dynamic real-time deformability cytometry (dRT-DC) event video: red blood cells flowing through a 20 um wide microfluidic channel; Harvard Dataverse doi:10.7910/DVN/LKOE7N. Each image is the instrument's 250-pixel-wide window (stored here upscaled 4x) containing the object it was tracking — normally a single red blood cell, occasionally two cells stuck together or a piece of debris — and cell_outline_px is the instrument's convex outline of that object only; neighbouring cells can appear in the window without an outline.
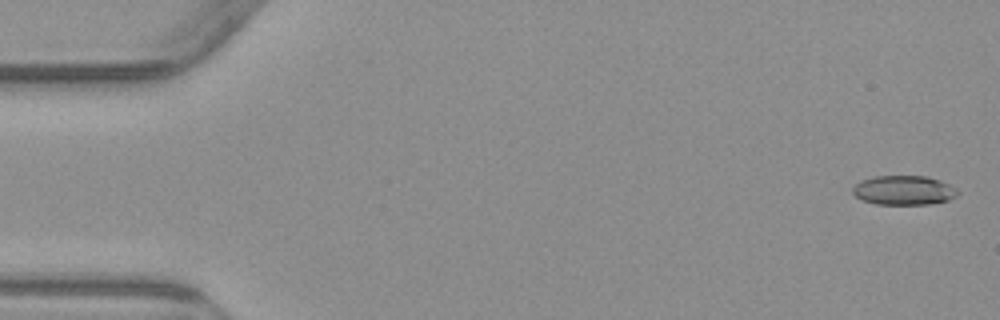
{"species": "common noctule bat (a hibernating species)", "species_latin": "Nyctalus noctula", "temperature_condition": "warm", "stored_images_in_passage": 5, "camera_frame_rate_fps": 3000, "um_per_image_px": 0.085, "animal": {"sex": "male", "body_mass_g": 23.1, "forearm_length_mm": 52.7}, "frame": {"image": 1, "passage_image": 1, "time_ms": 0.0, "image_size_px": [1000, 320], "cell_outline_px": [[960, 192], [956, 196], [948, 200], [928, 204], [876, 204], [864, 200], [856, 196], [852, 192], [852, 188], [860, 180], [872, 176], [928, 176], [940, 180], [956, 188]], "centroid_in_image_um": [76.82, 16.16], "position_along_channel_um": 8.2, "area_um2": 17.98}}
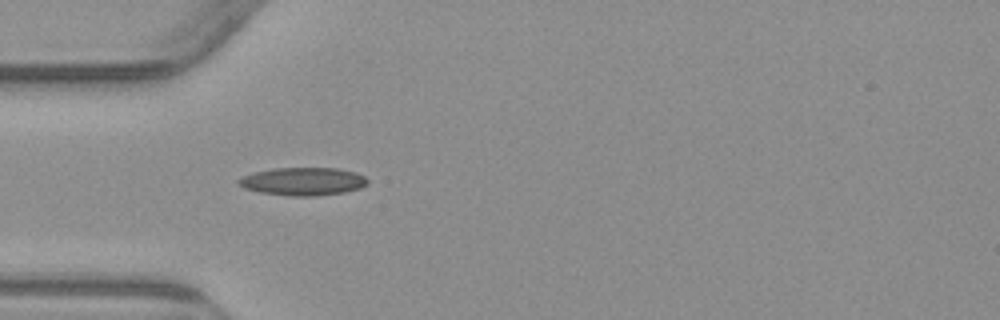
{"frame": {"image": 2, "passage_image": 5, "time_ms": 5.0, "image_size_px": [1000, 320], "cell_outline_px": [[368, 184], [360, 188], [344, 192], [316, 196], [292, 196], [260, 192], [244, 188], [236, 184], [236, 180], [244, 176], [256, 172], [276, 168], [336, 168], [356, 172], [364, 176], [368, 180]], "centroid_in_image_um": [25.77, 15.42], "position_along_channel_um": 59.2, "area_um2": 20.98}}